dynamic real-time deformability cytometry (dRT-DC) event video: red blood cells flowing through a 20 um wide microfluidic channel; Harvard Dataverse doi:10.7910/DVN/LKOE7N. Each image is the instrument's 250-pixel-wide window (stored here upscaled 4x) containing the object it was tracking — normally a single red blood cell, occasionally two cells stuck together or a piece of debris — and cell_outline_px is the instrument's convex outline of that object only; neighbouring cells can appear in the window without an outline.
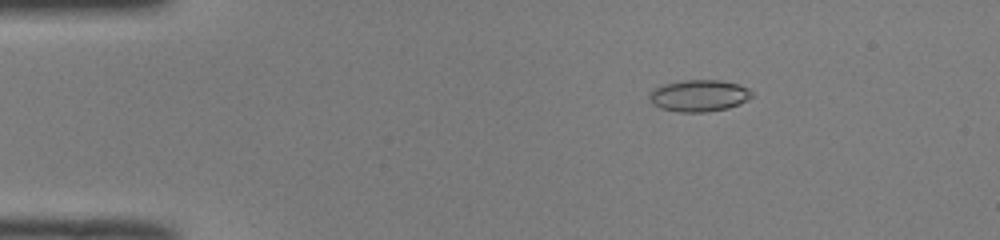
{"species": "common noctule bat (a hibernating species)", "species_latin": "Nyctalus noctula", "temperature_condition": "room temperature", "stored_images_in_passage": 51, "camera_frame_rate_fps": 3000, "um_per_image_px": 0.085, "animal": {"sex": "male", "body_mass_g": 19.0, "forearm_length_mm": 50.8}, "frame": {"image": 1, "passage_image": 9, "time_ms": 2.667, "image_size_px": [1000, 240], "cell_outline_px": [[752, 96], [748, 100], [740, 104], [728, 108], [704, 112], [680, 112], [660, 108], [652, 104], [648, 96], [652, 88], [664, 84], [684, 80], [720, 80], [740, 84], [748, 88], [752, 92]], "centroid_in_image_um": [59.41, 8.13], "position_along_channel_um": 25.6, "area_um2": 19.13}}
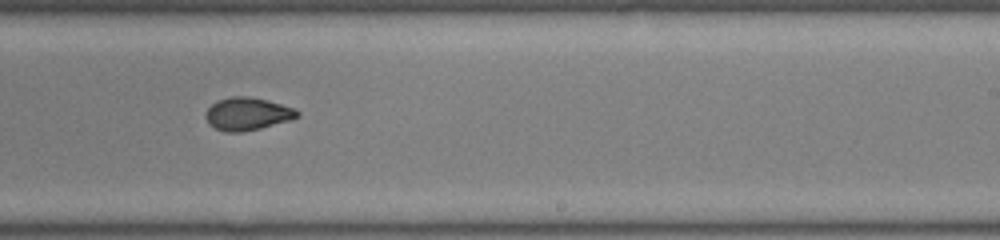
{"frame": {"image": 2, "passage_image": 32, "time_ms": 10.333, "image_size_px": [1000, 240], "cell_outline_px": [[300, 116], [288, 120], [260, 128], [244, 132], [224, 132], [208, 124], [204, 116], [208, 108], [216, 100], [232, 96], [248, 96], [268, 100], [296, 108], [300, 112]], "centroid_in_image_um": [21.02, 9.67], "position_along_channel_um": 268.0, "area_um2": 17.63}}
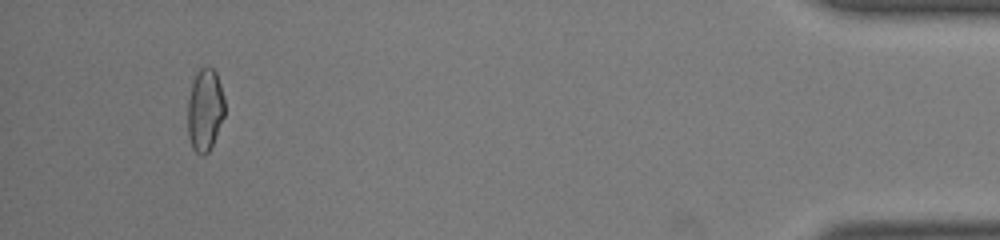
{"frame": {"image": 3, "passage_image": 48, "time_ms": 15.667, "image_size_px": [1000, 240], "cell_outline_px": [[224, 116], [212, 144], [208, 152], [204, 156], [196, 152], [192, 148], [188, 136], [188, 100], [192, 80], [196, 72], [204, 64], [208, 64], [216, 72], [220, 84], [224, 100]], "centroid_in_image_um": [17.4, 9.29], "position_along_channel_um": 417.8, "area_um2": 17.92}, "authors_computed_cell_mechanics": {"area_um2": 17.9758, "velocity_mm_per_s": 4.1028, "shape_relaxation_time_tau1_ms": null, "shape_relaxation_time_tau2_ms": 1.5644, "deformation_change_tau1": null, "deformation_change_tau2": 0.057}}